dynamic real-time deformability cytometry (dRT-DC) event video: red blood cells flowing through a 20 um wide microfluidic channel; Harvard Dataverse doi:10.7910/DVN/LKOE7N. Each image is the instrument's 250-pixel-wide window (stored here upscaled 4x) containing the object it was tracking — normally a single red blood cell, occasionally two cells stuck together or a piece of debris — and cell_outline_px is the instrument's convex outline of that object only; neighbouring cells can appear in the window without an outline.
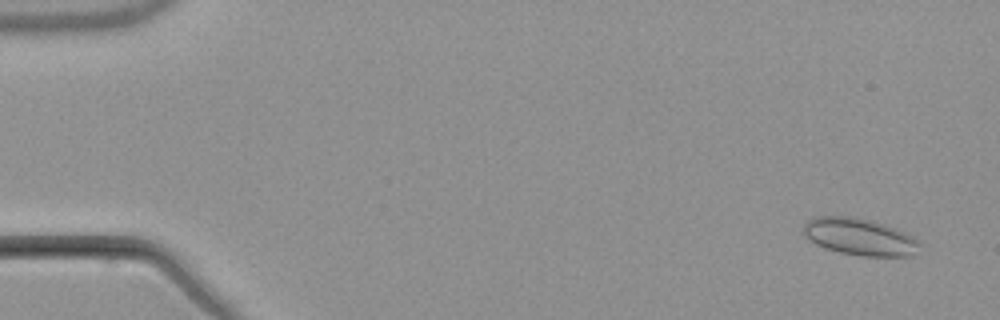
{"species": "common noctule bat (a hibernating species)", "species_latin": "Nyctalus noctula", "temperature_condition": "warm", "stored_images_in_passage": 6, "camera_frame_rate_fps": 3000, "um_per_image_px": 0.085, "animal": {"sex": "male", "body_mass_g": 21.5, "forearm_length_mm": 52.0}, "frame": {"image": 1, "passage_image": 1, "time_ms": 0.0, "image_size_px": [1000, 320], "cell_outline_px": [[920, 244], [912, 256], [860, 256], [840, 252], [824, 248], [816, 244], [804, 236], [804, 224], [812, 216], [852, 216], [868, 220], [896, 228], [912, 236]], "centroid_in_image_um": [73.02, 20.12], "position_along_channel_um": 12.0, "area_um2": 24.91}}